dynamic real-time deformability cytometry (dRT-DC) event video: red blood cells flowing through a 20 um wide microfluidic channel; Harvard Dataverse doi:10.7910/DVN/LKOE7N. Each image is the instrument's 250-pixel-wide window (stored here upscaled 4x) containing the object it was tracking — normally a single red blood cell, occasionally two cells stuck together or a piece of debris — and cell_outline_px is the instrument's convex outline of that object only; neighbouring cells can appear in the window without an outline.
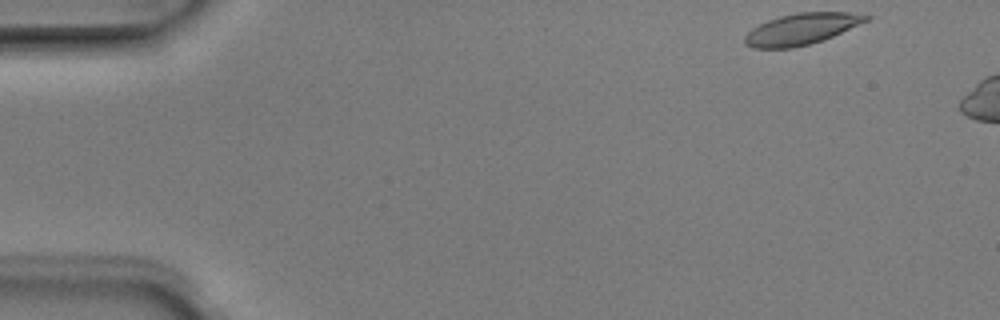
{"species": "Egyptian fruit bat (a non-hibernating species)", "species_latin": "Rousettus aegyptiacus", "temperature_condition": "room temperature", "stored_images_in_passage": 3, "camera_frame_rate_fps": 3000, "um_per_image_px": 0.085, "animal": {"sex": "male"}, "frame": {"image": 1, "passage_image": 1, "time_ms": 0.0, "image_size_px": [1000, 320], "cell_outline_px": [[872, 16], [868, 20], [832, 36], [808, 44], [792, 48], [752, 48], [744, 44], [744, 36], [752, 28], [768, 20], [780, 16], [796, 12], [848, 12]], "centroid_in_image_um": [68.08, 2.46], "position_along_channel_um": 16.9, "area_um2": 21.85}}